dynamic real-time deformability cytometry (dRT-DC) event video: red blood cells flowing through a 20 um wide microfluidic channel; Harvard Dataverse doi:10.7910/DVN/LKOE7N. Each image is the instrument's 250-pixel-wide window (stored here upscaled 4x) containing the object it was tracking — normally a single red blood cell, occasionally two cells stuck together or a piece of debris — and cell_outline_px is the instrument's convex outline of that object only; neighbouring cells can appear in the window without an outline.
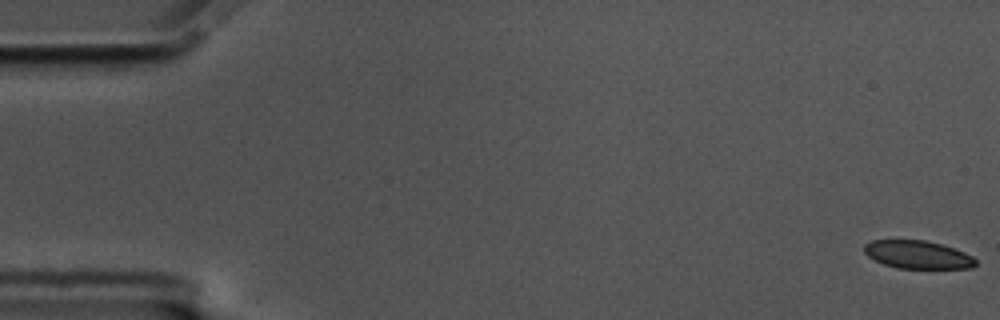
{"species": "common noctule bat (a hibernating species)", "species_latin": "Nyctalus noctula", "temperature_condition": "cold", "stored_images_in_passage": 58, "camera_frame_rate_fps": 3000, "um_per_image_px": 0.085, "animal": {"sex": "male", "body_mass_g": 17.5, "forearm_length_mm": 52.3}, "frame": {"image": 1, "passage_image": 1, "time_ms": 0.0, "image_size_px": [1000, 320], "cell_outline_px": [[976, 264], [972, 268], [896, 268], [884, 264], [868, 256], [864, 252], [864, 244], [872, 240], [924, 240], [940, 244], [964, 252], [972, 256], [976, 260]], "centroid_in_image_um": [77.99, 21.64], "position_along_channel_um": 7.0, "area_um2": 18.03}}
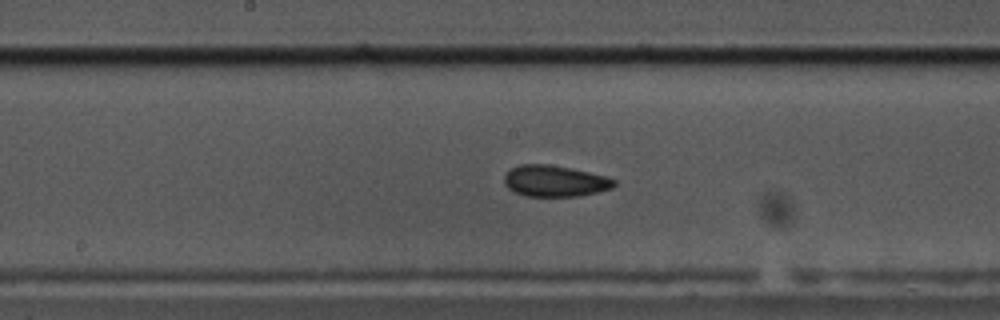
{"frame": {"image": 2, "passage_image": 30, "time_ms": 9.667, "image_size_px": [1000, 320], "cell_outline_px": [[616, 184], [612, 188], [580, 196], [524, 196], [508, 188], [504, 184], [504, 176], [512, 168], [520, 164], [548, 164], [572, 168], [604, 176], [616, 180]], "centroid_in_image_um": [47.15, 15.38], "position_along_channel_um": 201.1, "area_um2": 19.94}}
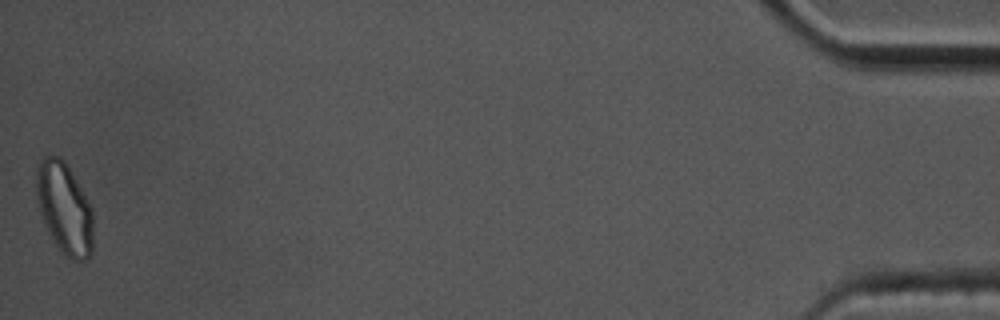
{"frame": {"image": 3, "passage_image": 58, "time_ms": 19.0, "image_size_px": [1000, 320], "cell_outline_px": [[92, 252], [84, 260], [72, 260], [64, 256], [48, 232], [40, 212], [36, 196], [36, 164], [44, 156], [60, 156], [64, 160], [92, 208]], "centroid_in_image_um": [5.45, 17.69], "position_along_channel_um": 429.8, "area_um2": 30.11}, "authors_computed_cell_mechanics": {"area_um2": 19.941, "velocity_mm_per_s": 3.4835, "shape_relaxation_time_tau1_ms": null, "shape_relaxation_time_tau2_ms": 3.1506, "deformation_change_tau1": null, "deformation_change_tau2": 0.0785}}